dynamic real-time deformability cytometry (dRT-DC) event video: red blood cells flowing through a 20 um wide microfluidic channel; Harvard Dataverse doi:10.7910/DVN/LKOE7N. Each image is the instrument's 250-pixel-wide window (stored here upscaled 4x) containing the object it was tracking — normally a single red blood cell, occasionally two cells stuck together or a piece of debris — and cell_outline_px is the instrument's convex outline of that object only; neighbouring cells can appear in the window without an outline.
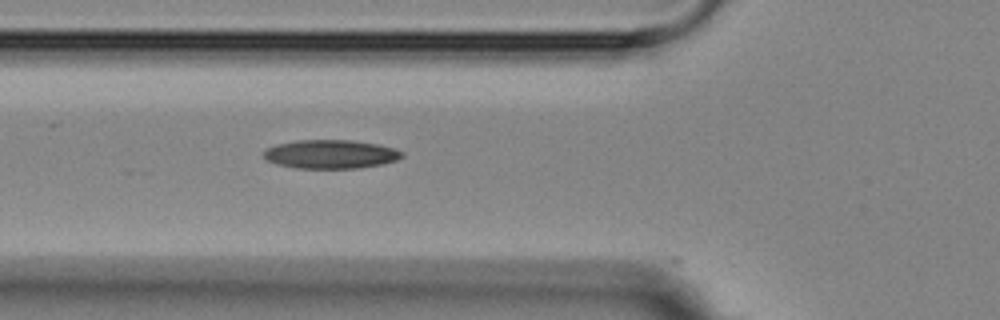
{"species": "Egyptian fruit bat (a non-hibernating species)", "species_latin": "Rousettus aegyptiacus", "temperature_condition": "room temperature", "stored_images_in_passage": 2, "camera_frame_rate_fps": 3000, "um_per_image_px": 0.085, "animal": {"sex": "female"}, "frame": {"image": 1, "passage_image": 2, "time_ms": 1.0, "image_size_px": [1000, 320], "cell_outline_px": [[404, 156], [396, 160], [380, 164], [356, 168], [296, 168], [276, 164], [268, 160], [264, 156], [264, 152], [268, 148], [276, 144], [296, 140], [352, 140], [380, 144], [404, 152]], "centroid_in_image_um": [28.11, 13.1], "position_along_channel_um": 97.7, "area_um2": 23.06}}